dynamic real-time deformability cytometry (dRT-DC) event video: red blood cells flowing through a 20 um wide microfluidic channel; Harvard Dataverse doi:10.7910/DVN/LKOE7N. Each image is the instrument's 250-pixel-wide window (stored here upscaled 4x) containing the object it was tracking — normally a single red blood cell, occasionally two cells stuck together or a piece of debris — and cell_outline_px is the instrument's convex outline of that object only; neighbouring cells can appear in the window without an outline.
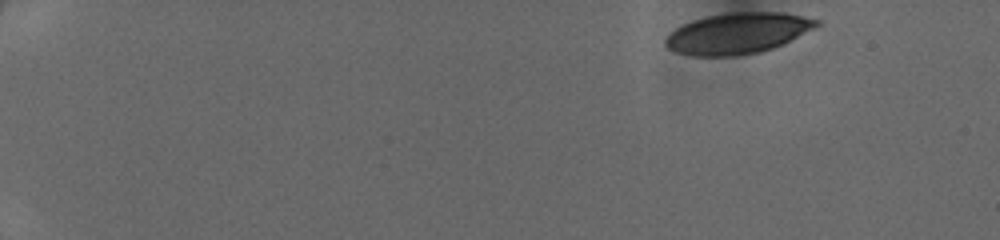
{"species": "human", "species_latin": "Homo sapiens", "temperature_condition": "cold", "stored_images_in_passage": 44, "camera_frame_rate_fps": 3000, "um_per_image_px": 0.085, "donor": {"sex": "female"}, "frame": {"image": 1, "passage_image": 1, "time_ms": 0.0, "image_size_px": [1000, 240], "cell_outline_px": [[820, 24], [772, 48], [756, 52], [732, 56], [692, 56], [676, 52], [668, 48], [664, 44], [664, 40], [676, 28], [692, 20], [708, 16], [732, 12], [780, 12], [820, 20]], "centroid_in_image_um": [62.63, 2.83], "position_along_channel_um": 22.4, "area_um2": 35.26}}
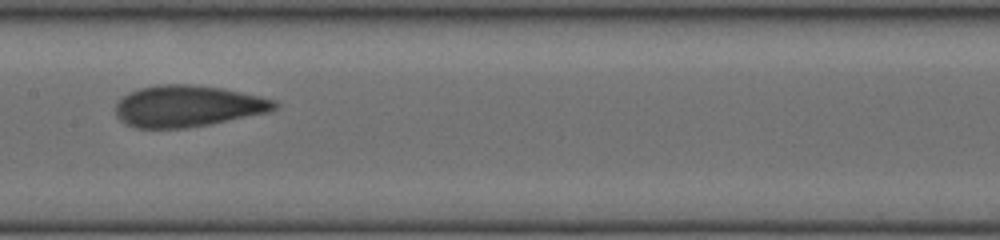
{"frame": {"image": 2, "passage_image": 23, "time_ms": 7.333, "image_size_px": [1000, 240], "cell_outline_px": [[280, 104], [276, 108], [268, 112], [208, 124], [184, 128], [136, 128], [120, 120], [116, 116], [116, 104], [128, 92], [140, 88], [156, 84], [188, 84], [220, 88], [260, 96], [276, 100]], "centroid_in_image_um": [15.94, 9.01], "position_along_channel_um": 191.5, "area_um2": 38.15}}
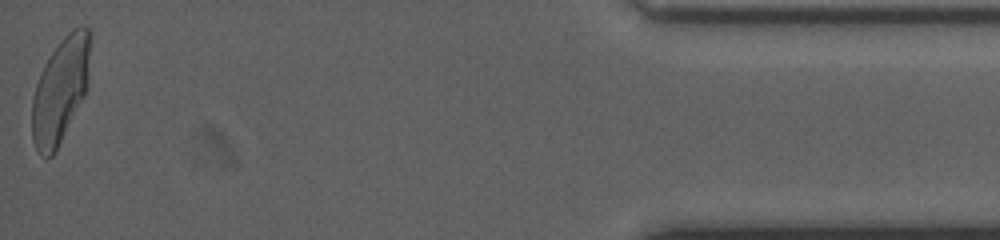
{"frame": {"image": 3, "passage_image": 44, "time_ms": 14.333, "image_size_px": [1000, 240], "cell_outline_px": [[92, 36], [84, 96], [52, 156], [44, 156], [36, 148], [32, 140], [32, 100], [36, 84], [44, 64], [60, 40], [72, 28], [88, 28], [92, 32]], "centroid_in_image_um": [5.12, 7.61], "position_along_channel_um": 430.1, "area_um2": 34.91}}